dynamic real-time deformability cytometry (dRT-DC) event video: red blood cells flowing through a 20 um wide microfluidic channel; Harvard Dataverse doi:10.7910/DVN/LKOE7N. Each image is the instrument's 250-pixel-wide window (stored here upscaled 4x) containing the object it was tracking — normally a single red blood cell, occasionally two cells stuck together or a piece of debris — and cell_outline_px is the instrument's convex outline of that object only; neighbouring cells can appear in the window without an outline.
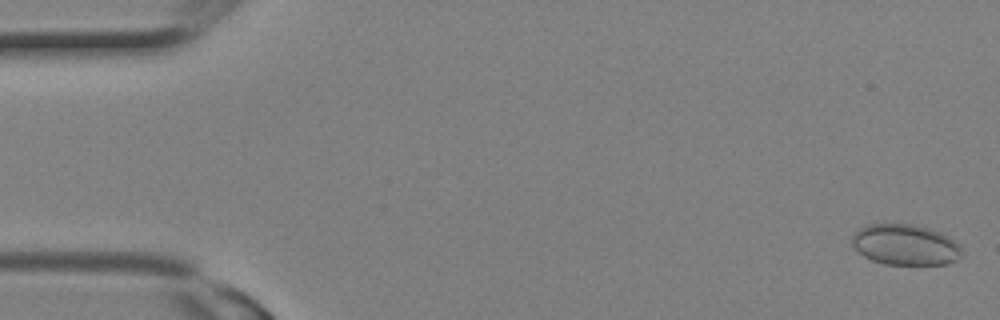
{"species": "Egyptian fruit bat (a non-hibernating species)", "species_latin": "Rousettus aegyptiacus", "temperature_condition": "room temperature", "stored_images_in_passage": 10, "camera_frame_rate_fps": 3000, "um_per_image_px": 0.085, "animal": {"sex": "female"}, "frame": {"image": 1, "passage_image": 1, "time_ms": 0.0, "image_size_px": [1000, 320], "cell_outline_px": [[960, 256], [956, 260], [948, 264], [884, 264], [872, 260], [864, 256], [852, 244], [852, 236], [860, 228], [868, 224], [916, 224], [940, 232], [952, 240], [960, 248]], "centroid_in_image_um": [76.92, 20.8], "position_along_channel_um": 8.1, "area_um2": 25.72}}
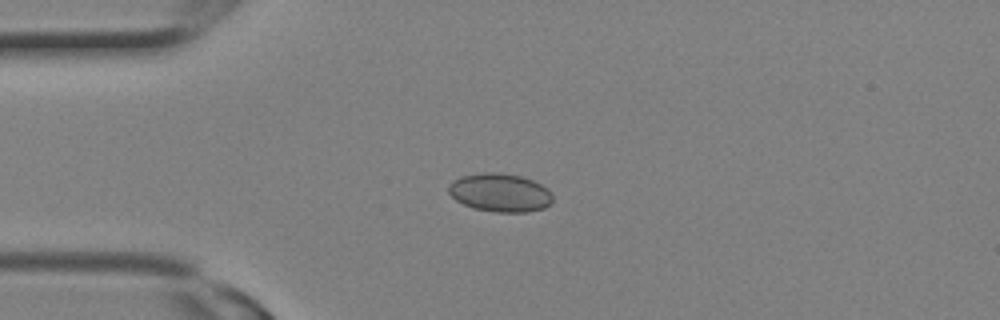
{"frame": {"image": 2, "passage_image": 7, "time_ms": 2.0, "image_size_px": [1000, 320], "cell_outline_px": [[552, 200], [544, 208], [528, 212], [496, 212], [472, 208], [456, 200], [448, 192], [448, 184], [452, 180], [460, 176], [484, 172], [496, 172], [520, 176], [532, 180], [548, 188], [552, 192]], "centroid_in_image_um": [42.48, 16.37], "position_along_channel_um": 42.5, "area_um2": 23.41}}
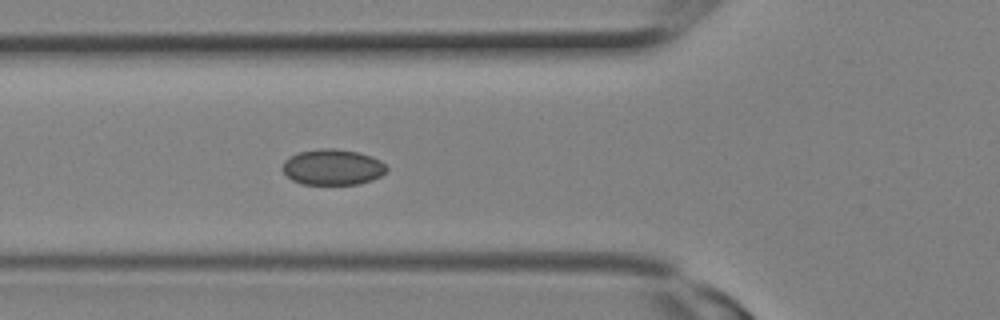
{"frame": {"image": 3, "passage_image": 10, "time_ms": 3.0, "image_size_px": [1000, 320], "cell_outline_px": [[388, 168], [380, 176], [372, 180], [360, 184], [300, 184], [292, 180], [280, 168], [284, 160], [288, 156], [296, 152], [320, 148], [336, 148], [356, 152], [372, 156], [380, 160]], "centroid_in_image_um": [28.23, 14.2], "position_along_channel_um": 97.6, "area_um2": 21.96}}